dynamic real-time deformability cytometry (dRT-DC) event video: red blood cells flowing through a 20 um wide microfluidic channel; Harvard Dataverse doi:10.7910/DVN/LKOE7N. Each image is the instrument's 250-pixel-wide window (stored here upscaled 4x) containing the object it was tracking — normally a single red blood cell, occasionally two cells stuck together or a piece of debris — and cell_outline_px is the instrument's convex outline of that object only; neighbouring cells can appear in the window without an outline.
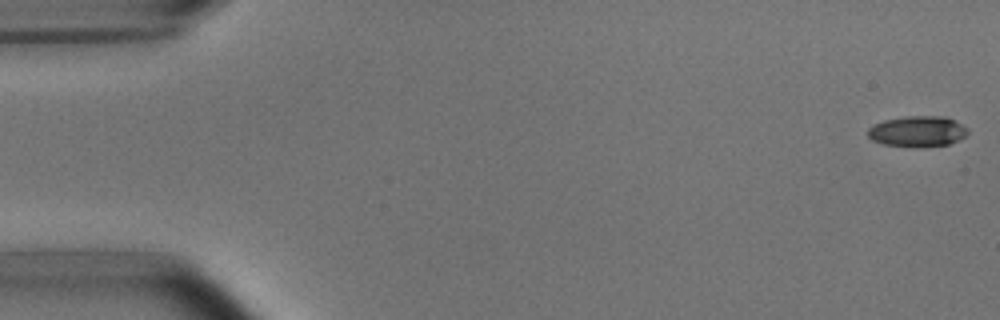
{"species": "common noctule bat (a hibernating species)", "species_latin": "Nyctalus noctula", "temperature_condition": "room temperature", "stored_images_in_passage": 47, "camera_frame_rate_fps": 3000, "um_per_image_px": 0.085, "animal": {"sex": "male", "body_mass_g": 15.6}, "frame": {"image": 1, "passage_image": 1, "time_ms": 0.0, "image_size_px": [1000, 320], "cell_outline_px": [[968, 132], [960, 140], [948, 144], [916, 148], [884, 144], [872, 140], [868, 136], [868, 128], [872, 124], [884, 120], [908, 116], [944, 116], [956, 120], [968, 128]], "centroid_in_image_um": [78.0, 11.17], "position_along_channel_um": 7.0, "area_um2": 18.15}}
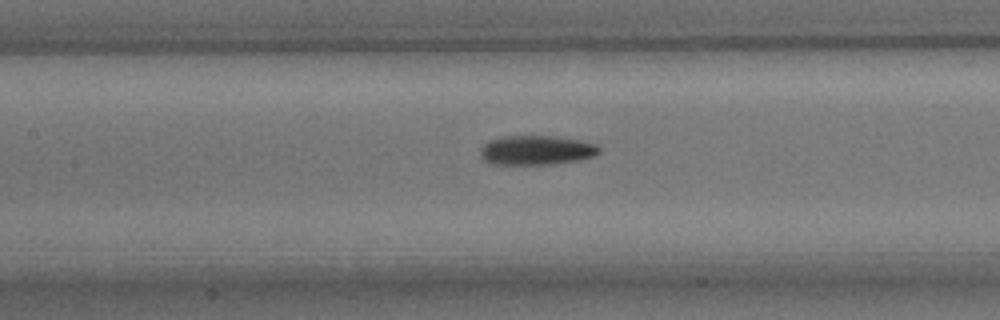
{"frame": {"image": 2, "passage_image": 24, "time_ms": 7.667, "image_size_px": [1000, 320], "cell_outline_px": [[600, 152], [596, 156], [580, 160], [552, 164], [488, 164], [480, 160], [480, 148], [488, 140], [504, 136], [552, 136], [580, 140], [596, 144], [600, 148]], "centroid_in_image_um": [45.56, 12.77], "position_along_channel_um": 161.8, "area_um2": 20.69}}
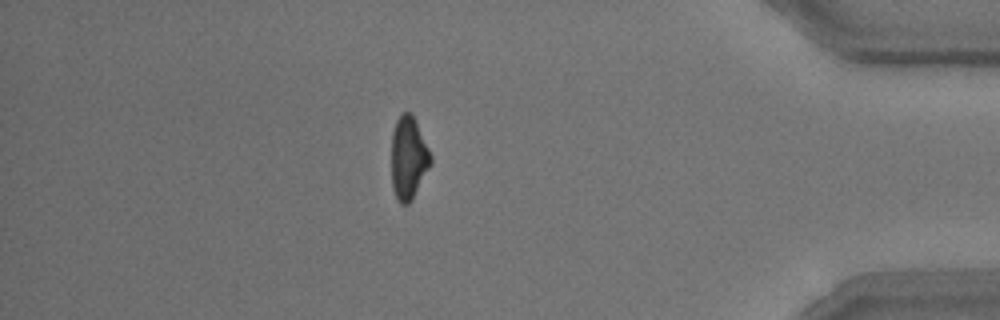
{"frame": {"image": 3, "passage_image": 46, "time_ms": 15.0, "image_size_px": [1000, 320], "cell_outline_px": [[432, 164], [412, 200], [408, 204], [400, 204], [396, 200], [392, 188], [392, 132], [396, 120], [404, 112], [412, 112], [432, 156]], "centroid_in_image_um": [34.73, 13.45], "position_along_channel_um": 400.5, "area_um2": 19.19}}